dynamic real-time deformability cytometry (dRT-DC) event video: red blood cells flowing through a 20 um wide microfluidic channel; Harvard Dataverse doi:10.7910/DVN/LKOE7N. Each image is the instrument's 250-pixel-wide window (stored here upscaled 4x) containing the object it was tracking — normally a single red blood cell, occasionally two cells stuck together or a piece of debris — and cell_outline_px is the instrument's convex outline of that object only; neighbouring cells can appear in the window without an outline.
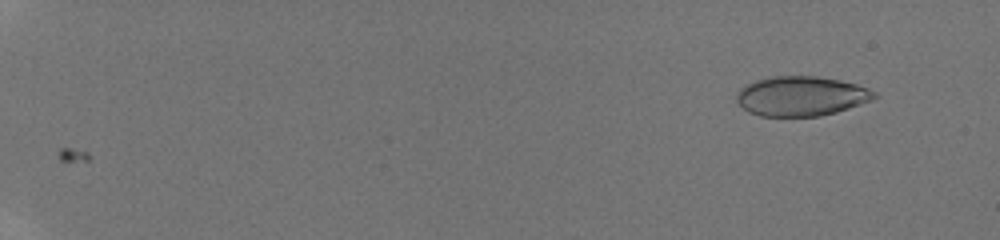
{"species": "human", "species_latin": "Homo sapiens", "temperature_condition": "room temperature", "stored_images_in_passage": 34, "camera_frame_rate_fps": 3000, "um_per_image_px": 0.085, "donor": {"sex": "male"}, "frame": {"image": 1, "passage_image": 9, "time_ms": 1.667, "image_size_px": [1000, 240], "cell_outline_px": [[880, 96], [872, 100], [836, 112], [820, 116], [760, 116], [748, 112], [736, 100], [736, 92], [740, 88], [756, 80], [768, 76], [816, 76], [840, 80], [856, 84], [868, 88], [876, 92]], "centroid_in_image_um": [68.11, 8.16], "position_along_channel_um": 16.9, "area_um2": 31.96}}
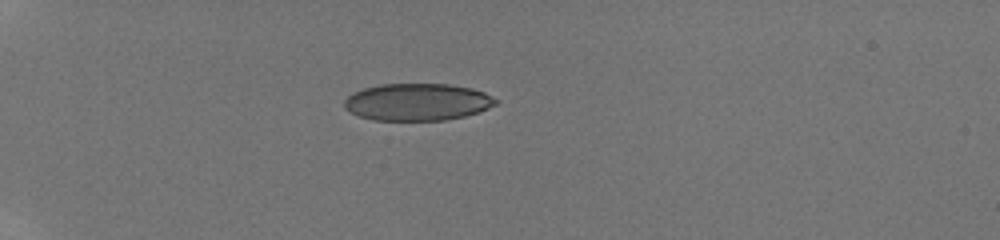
{"frame": {"image": 2, "passage_image": 28, "time_ms": 6.0, "image_size_px": [1000, 240], "cell_outline_px": [[500, 100], [496, 104], [488, 108], [464, 116], [444, 120], [372, 120], [360, 116], [344, 108], [344, 100], [352, 92], [364, 88], [380, 84], [448, 84], [472, 88], [484, 92]], "centroid_in_image_um": [35.47, 8.66], "position_along_channel_um": 49.5, "area_um2": 32.77}}